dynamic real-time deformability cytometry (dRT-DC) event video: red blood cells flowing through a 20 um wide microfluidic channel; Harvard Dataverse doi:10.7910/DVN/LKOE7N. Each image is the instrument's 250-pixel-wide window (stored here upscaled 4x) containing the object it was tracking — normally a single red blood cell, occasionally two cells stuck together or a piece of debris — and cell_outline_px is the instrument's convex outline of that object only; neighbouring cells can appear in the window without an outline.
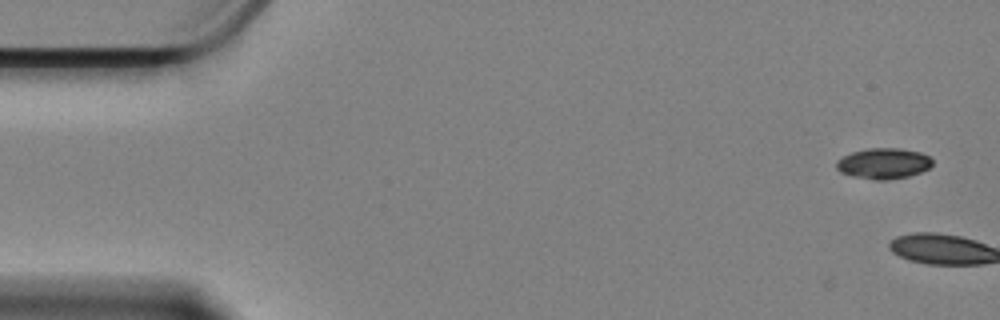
{"species": "Egyptian fruit bat (a non-hibernating species)", "species_latin": "Rousettus aegyptiacus", "temperature_condition": "cold", "stored_images_in_passage": 3, "camera_frame_rate_fps": 3000, "um_per_image_px": 0.085, "animal": {"sex": "female"}, "frame": {"image": 1, "passage_image": 1, "time_ms": 0.0, "image_size_px": [1000, 320], "cell_outline_px": [[932, 164], [928, 168], [920, 172], [908, 176], [884, 180], [876, 180], [856, 176], [840, 172], [836, 168], [836, 160], [852, 152], [868, 148], [900, 148], [920, 152], [928, 156], [932, 160]], "centroid_in_image_um": [75.09, 13.88], "position_along_channel_um": 9.9, "area_um2": 16.99}}